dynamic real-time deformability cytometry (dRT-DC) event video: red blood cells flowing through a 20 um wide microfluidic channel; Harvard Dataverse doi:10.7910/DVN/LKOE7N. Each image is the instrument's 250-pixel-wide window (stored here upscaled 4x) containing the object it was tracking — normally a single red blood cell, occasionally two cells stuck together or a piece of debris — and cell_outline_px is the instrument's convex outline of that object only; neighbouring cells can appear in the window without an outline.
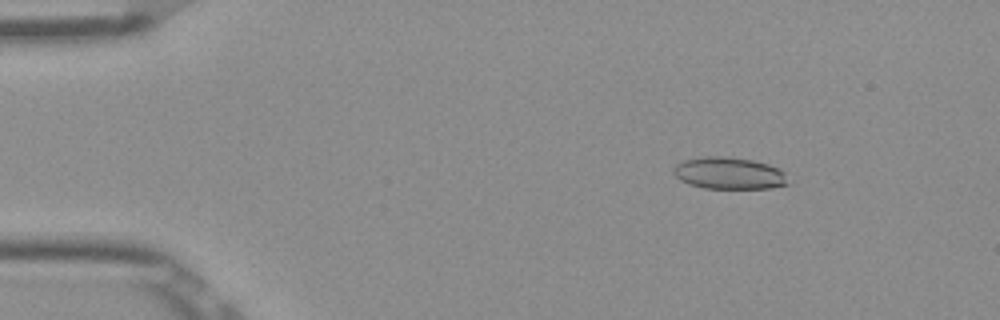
{"species": "Egyptian fruit bat (a non-hibernating species)", "species_latin": "Rousettus aegyptiacus", "temperature_condition": "room temperature", "stored_images_in_passage": 52, "camera_frame_rate_fps": 3000, "um_per_image_px": 0.085, "frame": {"image": 1, "passage_image": 7, "time_ms": 2.0, "image_size_px": [1000, 320], "cell_outline_px": [[788, 184], [772, 188], [704, 188], [688, 184], [680, 180], [672, 172], [672, 168], [676, 164], [684, 160], [704, 156], [720, 156], [752, 160], [768, 164], [784, 172]], "centroid_in_image_um": [61.92, 14.72], "position_along_channel_um": 23.1, "area_um2": 21.21}}
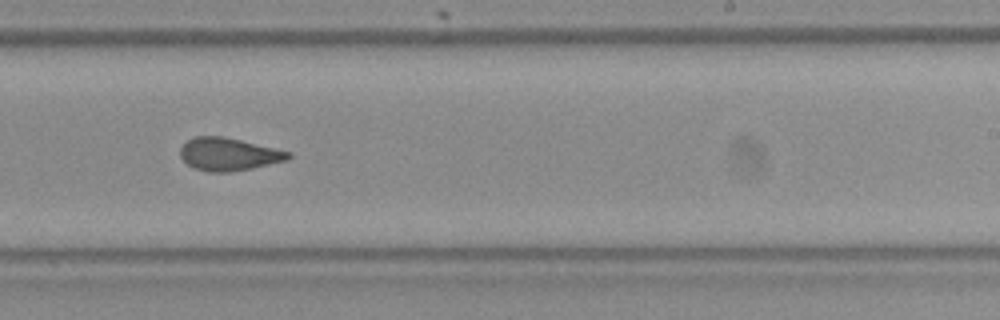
{"frame": {"image": 2, "passage_image": 32, "time_ms": 10.333, "image_size_px": [1000, 320], "cell_outline_px": [[292, 156], [288, 160], [252, 168], [228, 172], [208, 172], [192, 168], [180, 156], [180, 148], [188, 140], [196, 136], [224, 136], [292, 152]], "centroid_in_image_um": [19.44, 13.11], "position_along_channel_um": 269.6, "area_um2": 20.69}}
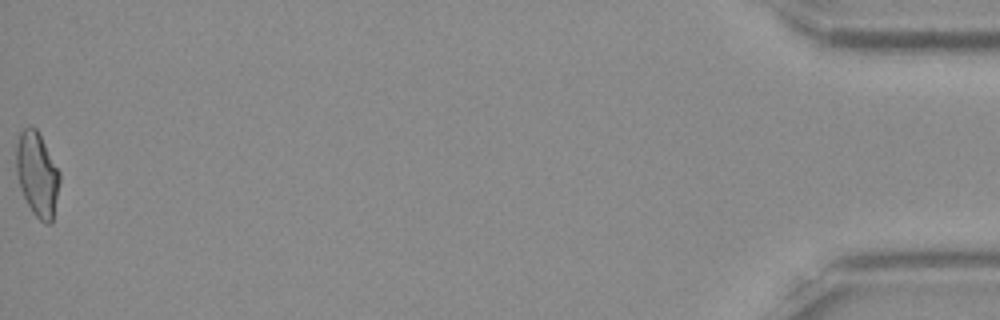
{"frame": {"image": 3, "passage_image": 52, "time_ms": 17.0, "image_size_px": [1000, 320], "cell_outline_px": [[60, 180], [52, 224], [44, 224], [32, 212], [20, 188], [16, 172], [16, 144], [20, 132], [24, 128], [32, 124], [36, 128], [60, 172]], "centroid_in_image_um": [3.16, 14.81], "position_along_channel_um": 432.0, "area_um2": 21.39}, "authors_computed_cell_mechanics": {"area_um2": 21.0103, "velocity_mm_per_s": 3.9106, "shape_relaxation_time_tau1_ms": null, "shape_relaxation_time_tau2_ms": 2.597, "deformation_change_tau1": null, "deformation_change_tau2": 0.0839}}